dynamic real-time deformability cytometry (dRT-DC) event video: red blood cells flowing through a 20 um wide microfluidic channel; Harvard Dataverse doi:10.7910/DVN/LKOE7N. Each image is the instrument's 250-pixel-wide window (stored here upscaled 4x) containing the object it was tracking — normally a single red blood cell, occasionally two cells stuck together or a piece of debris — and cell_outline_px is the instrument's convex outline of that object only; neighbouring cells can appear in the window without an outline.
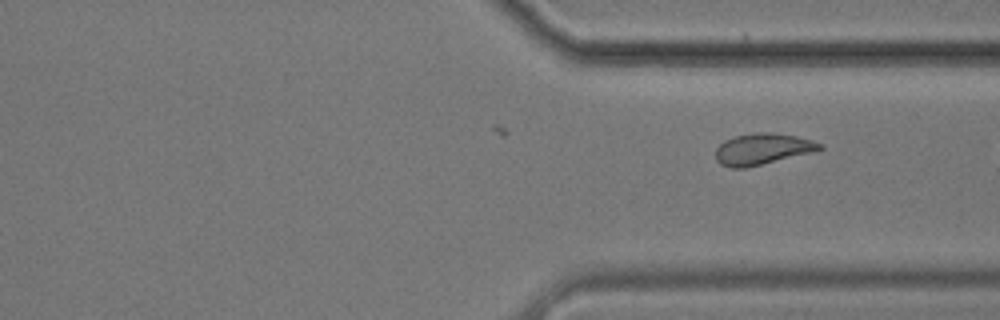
{"species": "common noctule bat (a hibernating species)", "species_latin": "Nyctalus noctula", "temperature_condition": "cold", "stored_images_in_passage": 25, "camera_frame_rate_fps": 3000, "um_per_image_px": 0.085, "animal": {"sex": "male", "body_mass_g": 17.9}, "frame": {"image": 1, "passage_image": 25, "time_ms": 8.0, "image_size_px": [1000, 320], "cell_outline_px": [[824, 148], [812, 152], [744, 168], [732, 168], [720, 164], [716, 160], [716, 148], [724, 140], [732, 136], [756, 132], [772, 132], [796, 136], [812, 140], [824, 144]], "centroid_in_image_um": [64.79, 12.65], "position_along_channel_um": 346.6, "area_um2": 18.96}}